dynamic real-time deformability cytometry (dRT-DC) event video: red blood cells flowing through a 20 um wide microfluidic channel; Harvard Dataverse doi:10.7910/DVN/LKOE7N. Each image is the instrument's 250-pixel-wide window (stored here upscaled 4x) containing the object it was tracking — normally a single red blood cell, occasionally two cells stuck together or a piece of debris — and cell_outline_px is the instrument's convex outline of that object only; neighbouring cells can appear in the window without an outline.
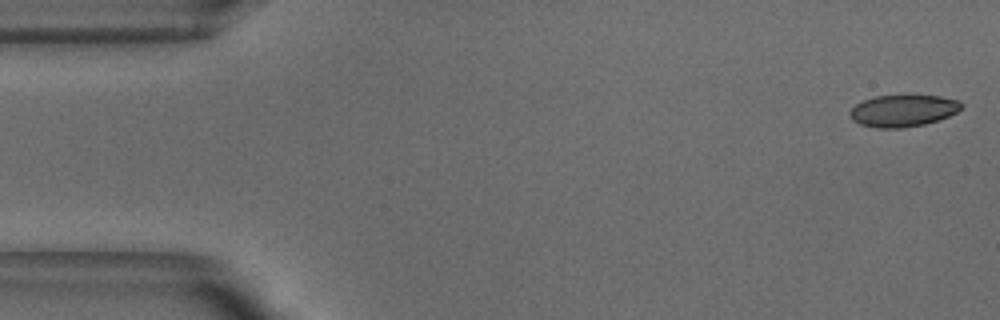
{"species": "common noctule bat (a hibernating species)", "species_latin": "Nyctalus noctula", "temperature_condition": "warm", "stored_images_in_passage": 8, "camera_frame_rate_fps": 3000, "um_per_image_px": 0.085, "animal": {"sex": "male", "body_mass_g": 18.8}, "frame": {"image": 1, "passage_image": 1, "time_ms": 0.0, "image_size_px": [1000, 320], "cell_outline_px": [[964, 108], [948, 116], [924, 124], [900, 128], [876, 128], [860, 124], [852, 120], [848, 112], [856, 104], [864, 100], [876, 96], [904, 92], [940, 96], [960, 100], [964, 104]], "centroid_in_image_um": [76.78, 9.35], "position_along_channel_um": 8.2, "area_um2": 21.56}}